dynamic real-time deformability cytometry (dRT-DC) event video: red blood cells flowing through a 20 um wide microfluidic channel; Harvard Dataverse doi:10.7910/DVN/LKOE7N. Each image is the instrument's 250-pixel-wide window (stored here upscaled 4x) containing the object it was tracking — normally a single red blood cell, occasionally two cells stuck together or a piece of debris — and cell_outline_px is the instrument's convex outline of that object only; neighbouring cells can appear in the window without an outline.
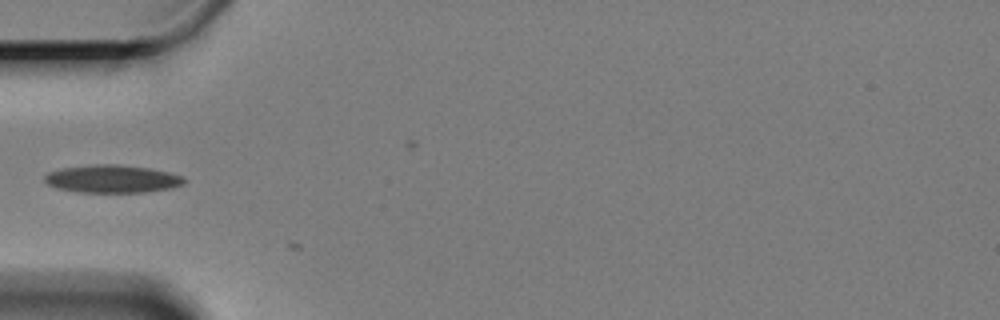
{"species": "Egyptian fruit bat (a non-hibernating species)", "species_latin": "Rousettus aegyptiacus", "temperature_condition": "cold", "stored_images_in_passage": 12, "camera_frame_rate_fps": 3000, "um_per_image_px": 0.085, "animal": {"sex": "female"}, "frame": {"image": 1, "passage_image": 1, "time_ms": 0.0, "image_size_px": [1000, 320], "cell_outline_px": [[188, 180], [184, 184], [172, 188], [144, 192], [76, 192], [56, 188], [48, 184], [44, 180], [44, 176], [48, 172], [60, 168], [96, 164], [120, 164], [148, 168], [168, 172], [184, 176]], "centroid_in_image_um": [9.55, 15.2], "position_along_channel_um": 75.4, "area_um2": 22.83}}
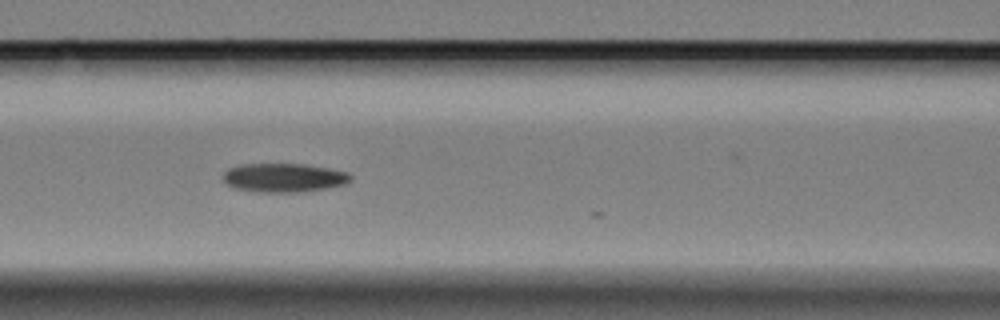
{"frame": {"image": 2, "passage_image": 7, "time_ms": 2.0, "image_size_px": [1000, 320], "cell_outline_px": [[352, 180], [344, 184], [324, 188], [296, 192], [260, 192], [236, 188], [228, 184], [224, 180], [224, 172], [228, 168], [240, 164], [304, 164], [328, 168], [348, 172], [352, 176]], "centroid_in_image_um": [24.13, 15.09], "position_along_channel_um": 142.5, "area_um2": 21.21}}
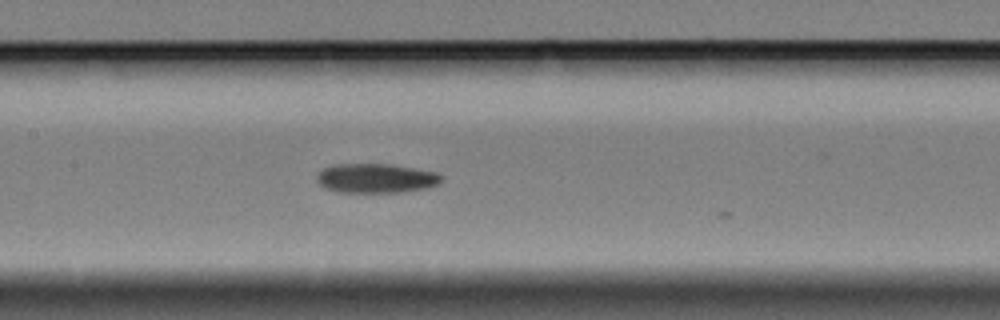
{"frame": {"image": 3, "passage_image": 10, "time_ms": 3.0, "image_size_px": [1000, 320], "cell_outline_px": [[444, 180], [428, 188], [400, 192], [336, 192], [324, 188], [316, 180], [316, 176], [324, 168], [332, 164], [392, 164], [436, 172], [444, 176]], "centroid_in_image_um": [31.96, 15.15], "position_along_channel_um": 175.4, "area_um2": 21.5}}